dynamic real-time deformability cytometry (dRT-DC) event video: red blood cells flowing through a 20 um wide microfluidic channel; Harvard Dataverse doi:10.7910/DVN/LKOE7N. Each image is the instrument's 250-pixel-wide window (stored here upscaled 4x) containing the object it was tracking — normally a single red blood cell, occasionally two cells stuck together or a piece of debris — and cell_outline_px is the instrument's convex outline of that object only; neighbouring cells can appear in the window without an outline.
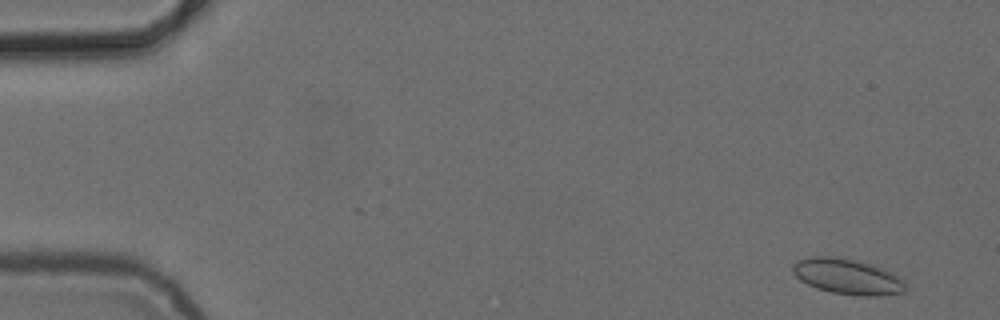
{"species": "common noctule bat (a hibernating species)", "species_latin": "Nyctalus noctula", "temperature_condition": "cold", "stored_images_in_passage": 5, "camera_frame_rate_fps": 3000, "um_per_image_px": 0.085, "animal": {"sex": "female", "body_mass_g": 24.6, "forearm_length_mm": 56.2}, "frame": {"image": 1, "passage_image": 1, "time_ms": 0.0, "image_size_px": [1000, 320], "cell_outline_px": [[908, 288], [904, 292], [880, 296], [860, 296], [832, 292], [816, 288], [800, 280], [792, 272], [792, 264], [808, 256], [836, 256], [872, 264], [884, 268], [900, 276], [908, 284]], "centroid_in_image_um": [72.08, 23.51], "position_along_channel_um": 12.9, "area_um2": 23.76}}
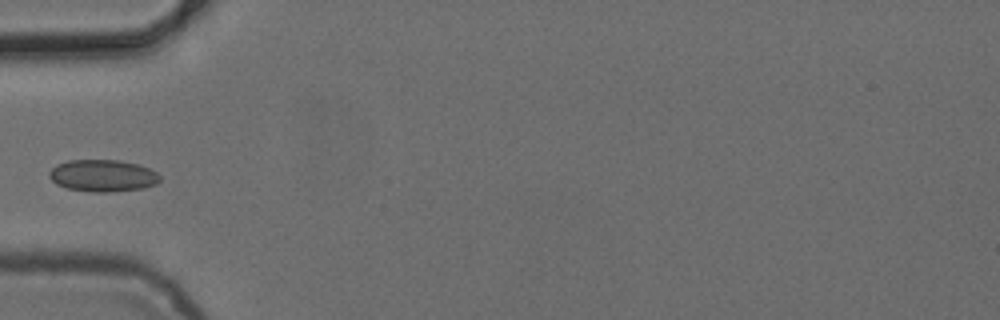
{"frame": {"image": 2, "passage_image": 5, "time_ms": 5.0, "image_size_px": [1000, 320], "cell_outline_px": [[160, 180], [156, 184], [140, 188], [112, 192], [92, 192], [68, 188], [56, 184], [48, 176], [48, 172], [56, 164], [68, 160], [120, 160], [140, 164], [156, 172], [160, 176]], "centroid_in_image_um": [8.72, 14.92], "position_along_channel_um": 76.3, "area_um2": 20.69}}